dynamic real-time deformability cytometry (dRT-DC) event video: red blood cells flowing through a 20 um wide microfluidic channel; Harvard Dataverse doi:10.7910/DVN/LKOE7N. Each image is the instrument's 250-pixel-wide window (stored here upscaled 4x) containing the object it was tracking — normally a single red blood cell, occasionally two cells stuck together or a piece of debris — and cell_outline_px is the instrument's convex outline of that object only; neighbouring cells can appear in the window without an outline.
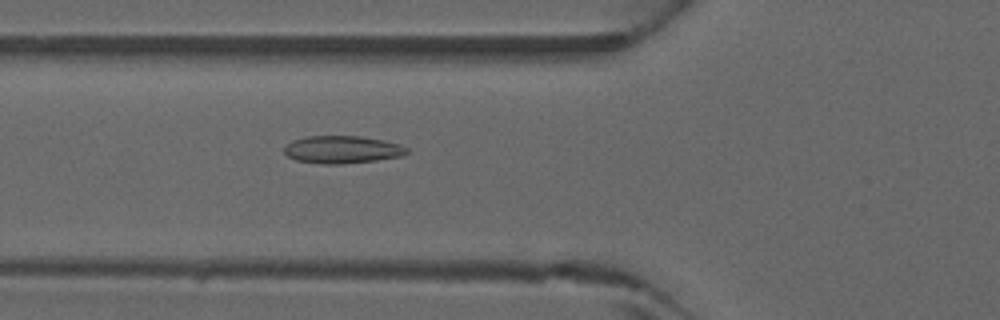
{"species": "common noctule bat (a hibernating species)", "species_latin": "Nyctalus noctula", "temperature_condition": "warm", "stored_images_in_passage": 46, "camera_frame_rate_fps": 3000, "um_per_image_px": 0.085, "animal": {"sex": "male", "forearm_length_mm": 52.5}, "frame": {"image": 1, "passage_image": 17, "time_ms": 5.333, "image_size_px": [1000, 320], "cell_outline_px": [[408, 152], [400, 156], [376, 160], [340, 164], [324, 164], [296, 160], [288, 156], [284, 152], [284, 144], [292, 140], [308, 136], [360, 136], [384, 140], [400, 144], [408, 148]], "centroid_in_image_um": [29.06, 12.7], "position_along_channel_um": 96.7, "area_um2": 19.71}}
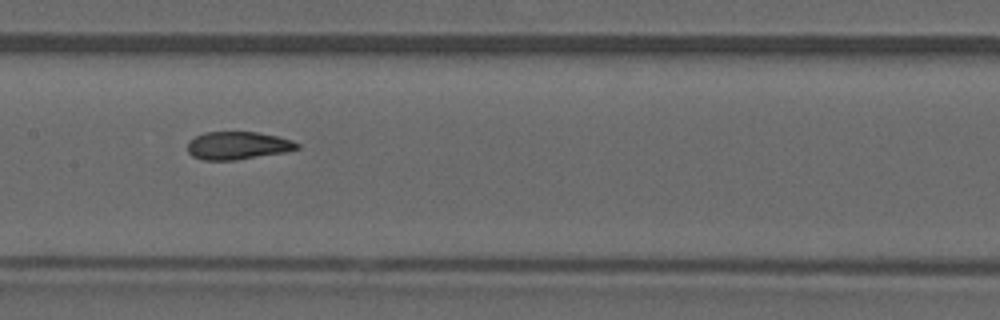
{"frame": {"image": 2, "passage_image": 23, "time_ms": 7.333, "image_size_px": [1000, 320], "cell_outline_px": [[300, 148], [284, 152], [236, 160], [204, 160], [192, 156], [188, 152], [188, 140], [204, 132], [256, 132], [276, 136], [292, 140], [300, 144]], "centroid_in_image_um": [20.19, 12.37], "position_along_channel_um": 187.2, "area_um2": 17.74}}
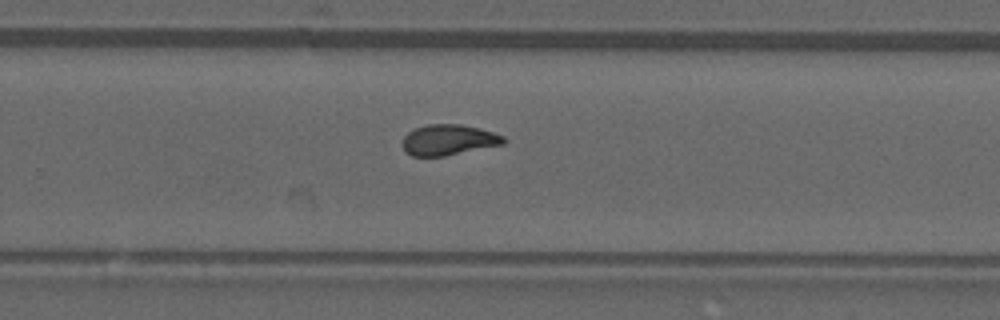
{"frame": {"image": 3, "passage_image": 30, "time_ms": 9.667, "image_size_px": [1000, 320], "cell_outline_px": [[504, 144], [444, 156], [412, 156], [404, 152], [400, 144], [404, 136], [408, 132], [416, 128], [428, 124], [460, 124], [480, 128], [504, 136]], "centroid_in_image_um": [38.07, 11.89], "position_along_channel_um": 291.7, "area_um2": 18.15}}